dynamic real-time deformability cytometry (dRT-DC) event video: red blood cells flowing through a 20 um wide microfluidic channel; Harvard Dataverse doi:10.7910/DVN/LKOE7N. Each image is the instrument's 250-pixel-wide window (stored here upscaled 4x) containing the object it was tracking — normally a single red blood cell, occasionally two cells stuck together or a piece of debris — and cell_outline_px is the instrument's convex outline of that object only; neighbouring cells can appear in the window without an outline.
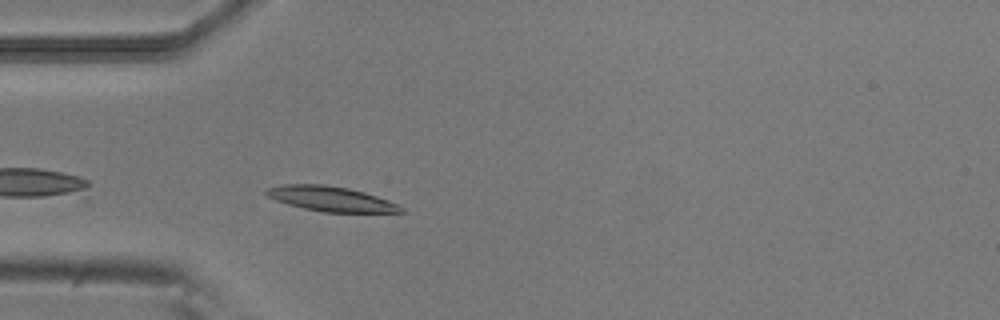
{"species": "common noctule bat (a hibernating species)", "species_latin": "Nyctalus noctula", "temperature_condition": "room temperature", "stored_images_in_passage": 30, "camera_frame_rate_fps": 3000, "um_per_image_px": 0.085, "animal": {"sex": "male", "body_mass_g": 20.5, "forearm_length_mm": 52.5}, "frame": {"image": 1, "passage_image": 4, "time_ms": 1.0, "image_size_px": [1000, 320], "cell_outline_px": [[404, 212], [324, 212], [304, 208], [288, 204], [276, 200], [268, 196], [264, 192], [264, 188], [280, 184], [324, 184], [348, 188], [364, 192], [388, 200], [404, 208]], "centroid_in_image_um": [28.07, 16.89], "position_along_channel_um": 56.9, "area_um2": 19.48}}
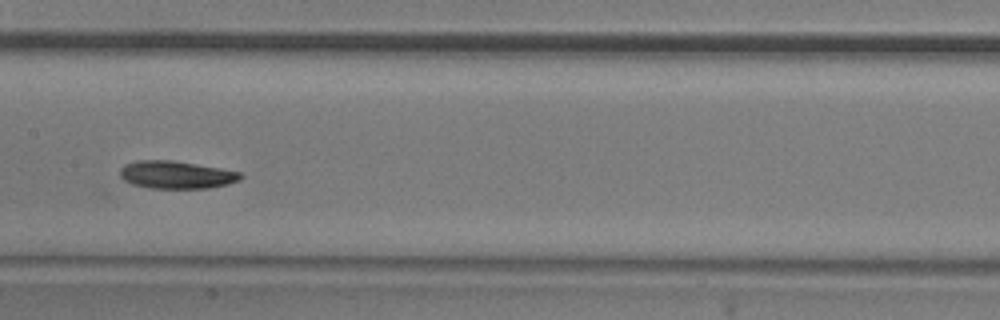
{"frame": {"image": 2, "passage_image": 15, "time_ms": 4.667, "image_size_px": [1000, 320], "cell_outline_px": [[244, 176], [240, 180], [228, 184], [208, 188], [152, 188], [132, 184], [124, 180], [120, 176], [120, 168], [124, 164], [136, 160], [172, 160], [220, 168], [240, 172]], "centroid_in_image_um": [14.98, 14.85], "position_along_channel_um": 192.4, "area_um2": 19.48}}
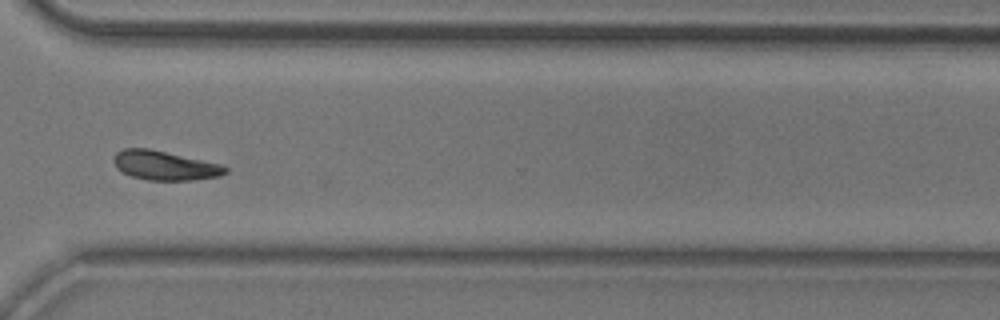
{"frame": {"image": 3, "passage_image": 28, "time_ms": 9.0, "image_size_px": [1000, 320], "cell_outline_px": [[228, 172], [220, 176], [192, 180], [148, 180], [132, 176], [116, 168], [112, 160], [116, 152], [124, 148], [148, 148], [224, 164], [228, 168]], "centroid_in_image_um": [14.03, 14.06], "position_along_channel_um": 356.6, "area_um2": 19.19}, "authors_computed_cell_mechanics": {"area_um2": 19.074, "velocity_mm_per_s": 3.7985, "shape_relaxation_time_tau1_ms": 4.8749, "shape_relaxation_time_tau2_ms": null, "deformation_change_tau1": 0.1436, "deformation_change_tau2": null}}